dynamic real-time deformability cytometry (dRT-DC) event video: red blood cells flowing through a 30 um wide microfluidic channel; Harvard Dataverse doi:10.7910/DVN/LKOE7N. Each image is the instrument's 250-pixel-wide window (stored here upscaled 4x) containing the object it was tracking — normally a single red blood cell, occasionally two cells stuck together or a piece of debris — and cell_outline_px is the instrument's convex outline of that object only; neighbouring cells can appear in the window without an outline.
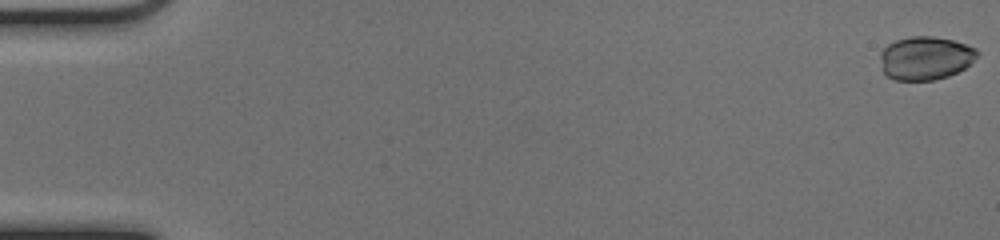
{"species": "common noctule bat (a hibernating species)", "species_latin": "Nyctalus noctula", "temperature_condition": "cold", "stored_images_in_passage": 53, "camera_frame_rate_fps": 3000, "um_per_image_px": 0.085, "animal": {"sex": "female", "body_mass_g": 17.0, "forearm_length_mm": 48.0}, "frame": {"image": 1, "passage_image": 1, "time_ms": 0.0, "image_size_px": [1000, 240], "cell_outline_px": [[980, 52], [964, 68], [948, 76], [932, 80], [896, 80], [888, 76], [884, 72], [880, 56], [880, 52], [888, 44], [896, 40], [912, 36], [932, 36], [952, 40], [976, 48]], "centroid_in_image_um": [78.65, 4.93], "position_along_channel_um": 6.4, "area_um2": 24.22}}
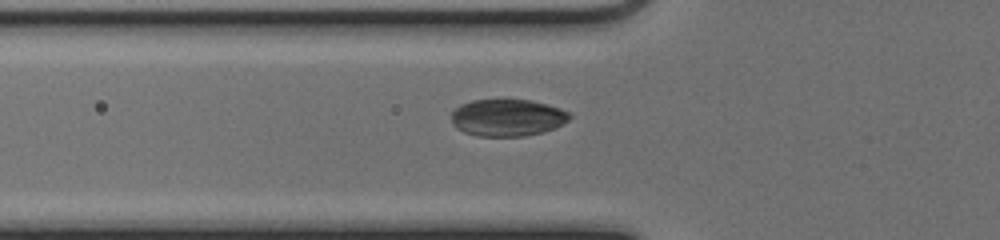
{"frame": {"image": 2, "passage_image": 20, "time_ms": 6.333, "image_size_px": [1000, 240], "cell_outline_px": [[572, 116], [564, 124], [556, 128], [544, 132], [524, 136], [476, 136], [464, 132], [456, 128], [452, 124], [452, 112], [460, 104], [472, 100], [504, 96], [532, 100], [560, 108], [568, 112]], "centroid_in_image_um": [43.12, 9.95], "position_along_channel_um": 82.7, "area_um2": 26.53}}
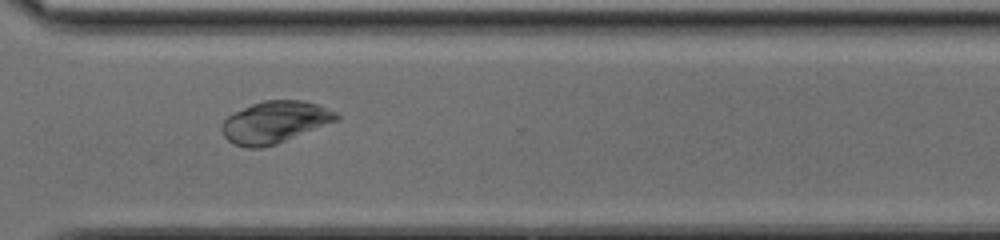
{"frame": {"image": 3, "passage_image": 40, "time_ms": 13.0, "image_size_px": [1000, 240], "cell_outline_px": [[340, 120], [276, 144], [260, 148], [248, 148], [236, 144], [228, 140], [224, 136], [220, 128], [224, 120], [228, 116], [252, 104], [264, 100], [304, 100], [316, 104], [336, 112], [340, 116]], "centroid_in_image_um": [23.39, 10.38], "position_along_channel_um": 347.2, "area_um2": 27.86}, "authors_computed_cell_mechanics": {"area_um2": 26.01, "velocity_mm_per_s": 3.9589, "shape_relaxation_time_tau1_ms": 1.1259, "shape_relaxation_time_tau2_ms": null, "deformation_change_tau1": 0.0359, "deformation_change_tau2": null}}